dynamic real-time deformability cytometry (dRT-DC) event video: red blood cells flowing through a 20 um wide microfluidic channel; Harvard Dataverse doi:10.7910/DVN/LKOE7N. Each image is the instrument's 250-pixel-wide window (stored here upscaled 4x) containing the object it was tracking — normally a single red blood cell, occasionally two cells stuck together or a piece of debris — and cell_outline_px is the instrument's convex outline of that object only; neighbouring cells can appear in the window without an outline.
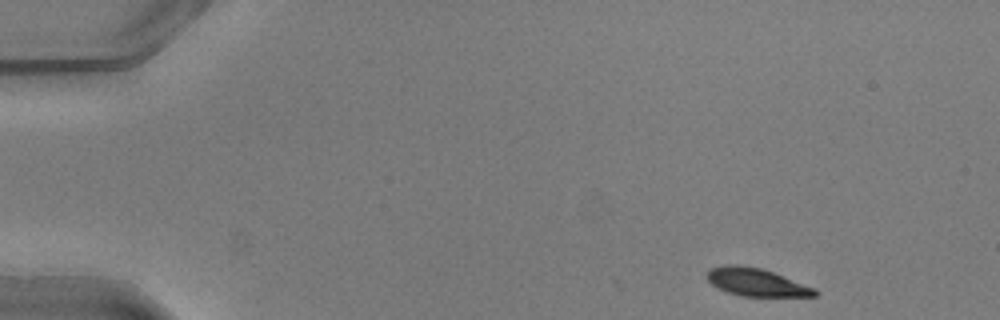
{"species": "common noctule bat (a hibernating species)", "species_latin": "Nyctalus noctula", "temperature_condition": "warm", "stored_images_in_passage": 3, "camera_frame_rate_fps": 3000, "um_per_image_px": 0.085, "animal": {"sex": "male", "body_mass_g": 20.5, "forearm_length_mm": 52.5}, "frame": {"image": 1, "passage_image": 1, "time_ms": 0.0, "image_size_px": [1000, 320], "cell_outline_px": [[820, 292], [816, 296], [740, 296], [728, 292], [712, 284], [708, 280], [708, 268], [724, 264], [736, 264], [760, 268], [772, 272], [816, 288]], "centroid_in_image_um": [64.3, 23.98], "position_along_channel_um": 20.7, "area_um2": 17.4}}